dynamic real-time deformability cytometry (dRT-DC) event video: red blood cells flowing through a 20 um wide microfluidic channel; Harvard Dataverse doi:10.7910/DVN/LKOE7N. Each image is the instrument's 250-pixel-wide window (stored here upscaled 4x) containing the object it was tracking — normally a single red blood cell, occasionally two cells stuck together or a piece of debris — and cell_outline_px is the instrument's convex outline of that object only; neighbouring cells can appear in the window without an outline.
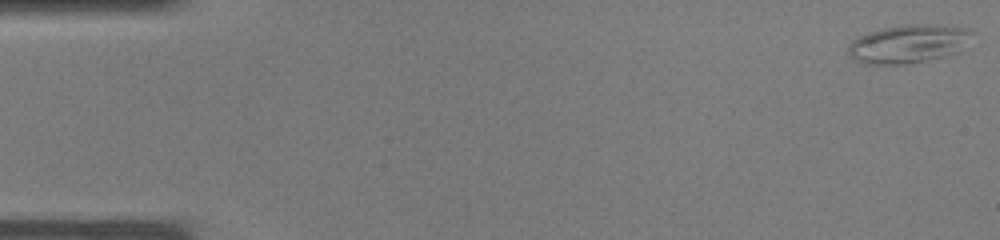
{"species": "common noctule bat (a hibernating species)", "species_latin": "Nyctalus noctula", "temperature_condition": "warm", "stored_images_in_passage": 37, "camera_frame_rate_fps": 3000, "um_per_image_px": 0.085, "animal": {"sex": "male", "body_mass_g": 19.0, "forearm_length_mm": 50.8}, "frame": {"image": 1, "passage_image": 1, "time_ms": 0.0, "image_size_px": [1000, 240], "cell_outline_px": [[972, 32], [960, 52], [924, 60], [904, 64], [864, 64], [852, 60], [848, 56], [848, 44], [852, 40], [868, 32], [884, 28], [908, 24], [940, 24], [968, 28]], "centroid_in_image_um": [77.16, 3.72], "position_along_channel_um": 7.8, "area_um2": 27.69}}
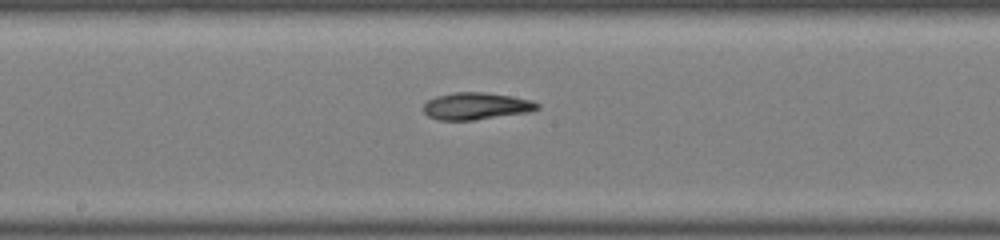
{"frame": {"image": 2, "passage_image": 20, "time_ms": 6.333, "image_size_px": [1000, 240], "cell_outline_px": [[540, 108], [528, 112], [472, 120], [440, 120], [428, 116], [424, 112], [424, 104], [428, 100], [436, 96], [456, 92], [484, 92], [512, 96], [532, 100], [540, 104]], "centroid_in_image_um": [40.49, 9.01], "position_along_channel_um": 207.7, "area_um2": 17.86}}
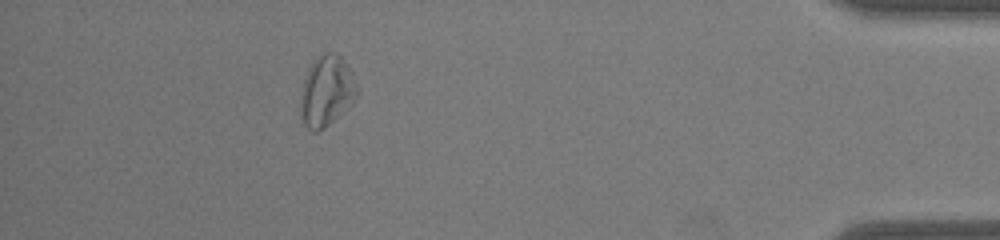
{"frame": {"image": 3, "passage_image": 34, "time_ms": 11.0, "image_size_px": [1000, 240], "cell_outline_px": [[360, 88], [352, 104], [324, 128], [316, 132], [312, 132], [304, 124], [300, 116], [300, 96], [304, 80], [316, 56], [324, 52], [336, 52], [348, 64]], "centroid_in_image_um": [27.78, 7.73], "position_along_channel_um": 407.4, "area_um2": 23.52}}